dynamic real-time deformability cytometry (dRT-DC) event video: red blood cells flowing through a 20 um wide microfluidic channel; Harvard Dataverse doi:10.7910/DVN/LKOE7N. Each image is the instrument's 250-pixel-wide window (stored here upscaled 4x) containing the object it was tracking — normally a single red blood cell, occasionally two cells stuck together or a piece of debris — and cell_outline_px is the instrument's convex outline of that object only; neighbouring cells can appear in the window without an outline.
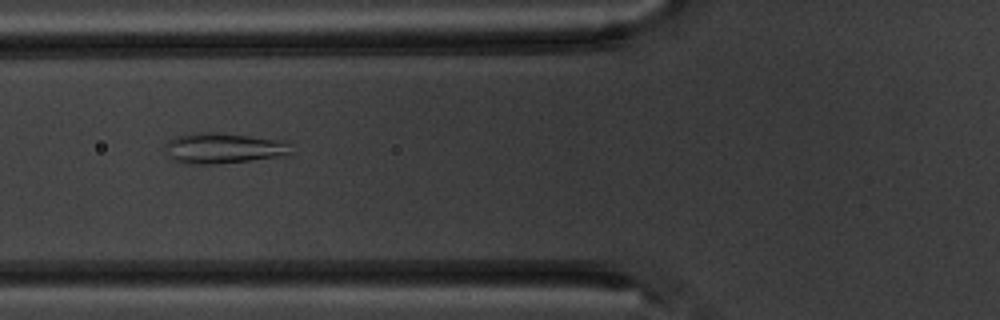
{"species": "common noctule bat (a hibernating species)", "species_latin": "Nyctalus noctula", "temperature_condition": "warm", "stored_images_in_passage": 12, "camera_frame_rate_fps": 3000, "um_per_image_px": 0.085, "animal": {"sex": "male", "body_mass_g": 20.1, "forearm_length_mm": 53.5}, "frame": {"image": 1, "passage_image": 3, "time_ms": 3.0, "image_size_px": [1000, 320], "cell_outline_px": [[292, 152], [288, 156], [212, 164], [180, 164], [172, 160], [168, 156], [164, 148], [164, 144], [168, 140], [176, 136], [192, 132], [216, 132], [284, 140], [288, 144]], "centroid_in_image_um": [18.94, 12.6], "position_along_channel_um": 106.9, "area_um2": 22.89}}
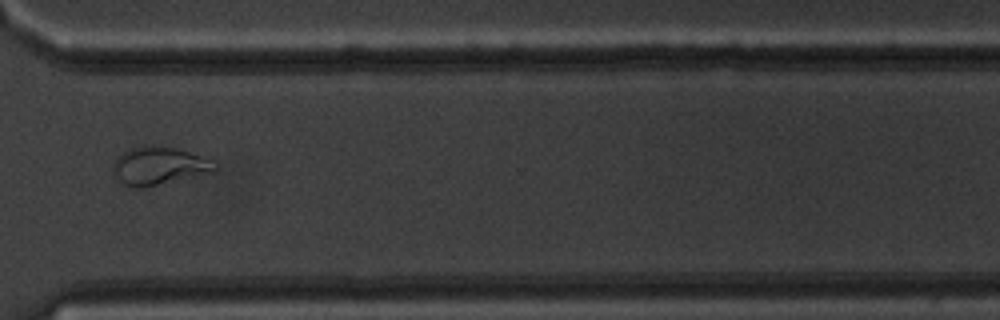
{"frame": {"image": 2, "passage_image": 9, "time_ms": 9.667, "image_size_px": [1000, 320], "cell_outline_px": [[216, 172], [144, 188], [132, 188], [124, 184], [112, 172], [112, 164], [128, 148], [176, 148], [212, 160], [216, 168]], "centroid_in_image_um": [13.52, 14.16], "position_along_channel_um": 357.1, "area_um2": 21.96}}
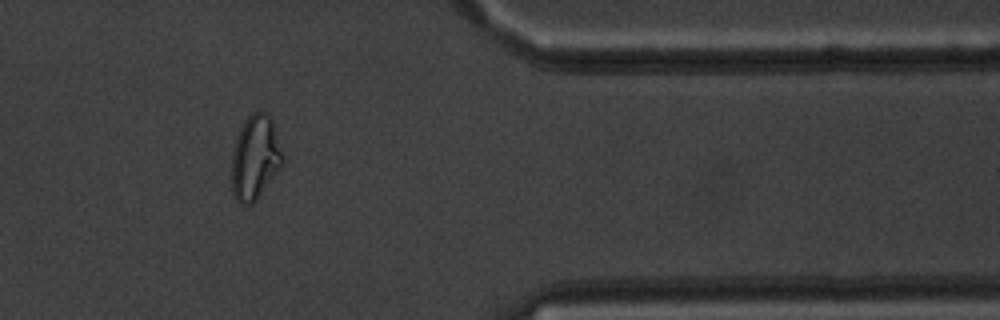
{"frame": {"image": 3, "passage_image": 10, "time_ms": 11.0, "image_size_px": [1000, 320], "cell_outline_px": [[284, 164], [256, 200], [252, 204], [240, 204], [236, 200], [232, 192], [232, 156], [236, 140], [240, 128], [244, 120], [252, 112], [264, 112], [272, 116], [284, 156]], "centroid_in_image_um": [21.72, 13.38], "position_along_channel_um": 389.7, "area_um2": 25.32}, "authors_computed_cell_mechanics": {"area_um2": 22.4264, "velocity_mm_per_s": 3.7608, "shape_relaxation_time_tau1_ms": 10.6761, "shape_relaxation_time_tau2_ms": null, "deformation_change_tau1": 0.2372, "deformation_change_tau2": null}}